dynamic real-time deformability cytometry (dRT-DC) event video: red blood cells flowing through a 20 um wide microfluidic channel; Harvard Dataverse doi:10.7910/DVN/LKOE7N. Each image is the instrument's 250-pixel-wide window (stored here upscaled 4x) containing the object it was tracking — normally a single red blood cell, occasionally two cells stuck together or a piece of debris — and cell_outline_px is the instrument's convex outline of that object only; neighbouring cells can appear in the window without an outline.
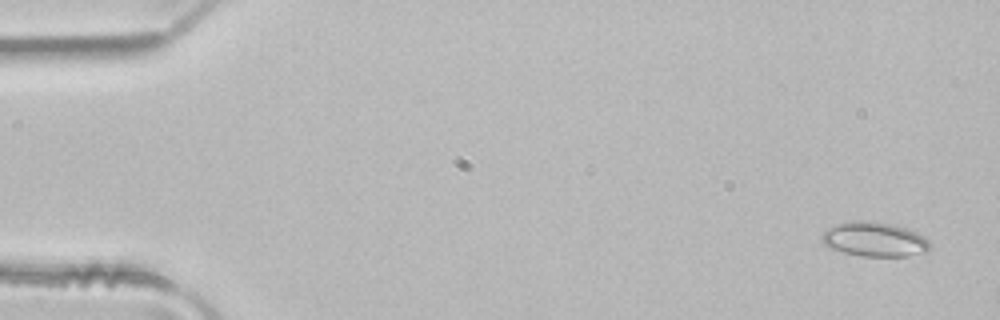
{"species": "common noctule bat (a hibernating species)", "species_latin": "Nyctalus noctula", "temperature_condition": "room temperature", "stored_images_in_passage": 5, "camera_frame_rate_fps": 3000, "um_per_image_px": 0.085, "animal": {"sex": "male", "body_mass_g": 21.5, "forearm_length_mm": 52.0}, "frame": {"image": 1, "passage_image": 5, "time_ms": 1.333, "image_size_px": [1000, 320], "cell_outline_px": [[932, 244], [928, 252], [908, 256], [860, 256], [840, 252], [824, 244], [820, 240], [820, 236], [828, 228], [836, 224], [852, 220], [864, 220], [892, 224], [916, 232], [924, 236]], "centroid_in_image_um": [74.33, 20.35], "position_along_channel_um": 10.7, "area_um2": 21.96}}